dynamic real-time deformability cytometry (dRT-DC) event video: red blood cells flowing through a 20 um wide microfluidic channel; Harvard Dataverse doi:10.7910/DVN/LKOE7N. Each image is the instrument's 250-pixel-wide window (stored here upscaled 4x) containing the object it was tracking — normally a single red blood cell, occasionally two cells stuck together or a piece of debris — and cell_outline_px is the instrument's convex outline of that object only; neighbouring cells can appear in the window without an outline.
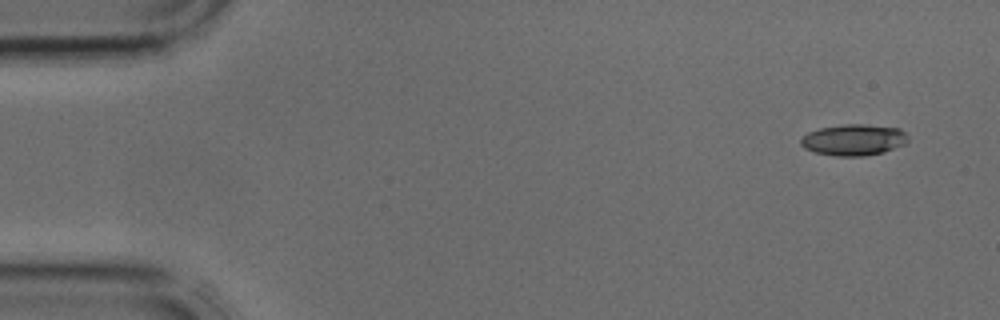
{"species": "common noctule bat (a hibernating species)", "species_latin": "Nyctalus noctula", "temperature_condition": "cold", "stored_images_in_passage": 4, "camera_frame_rate_fps": 3000, "um_per_image_px": 0.085, "animal": {"sex": "male", "body_mass_g": 17.9, "forearm_length_mm": 54.2}, "frame": {"image": 1, "passage_image": 1, "time_ms": 0.0, "image_size_px": [1000, 320], "cell_outline_px": [[908, 140], [904, 144], [884, 152], [864, 156], [836, 156], [816, 152], [804, 148], [800, 144], [800, 140], [808, 132], [820, 128], [844, 124], [864, 124], [900, 128], [908, 136]], "centroid_in_image_um": [72.57, 11.88], "position_along_channel_um": 12.4, "area_um2": 19.48}}
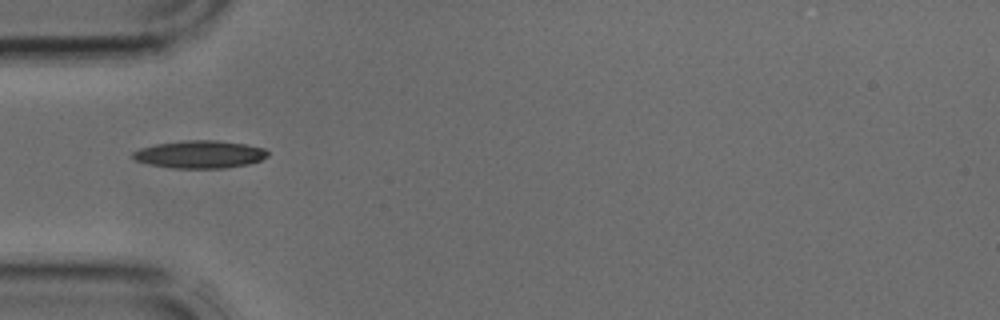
{"frame": {"image": 2, "passage_image": 4, "time_ms": 1.0, "image_size_px": [1000, 320], "cell_outline_px": [[268, 156], [260, 160], [248, 164], [224, 168], [172, 168], [148, 164], [136, 160], [132, 156], [132, 152], [140, 148], [156, 144], [184, 140], [216, 140], [244, 144], [264, 148], [268, 152]], "centroid_in_image_um": [16.97, 13.12], "position_along_channel_um": 68.0, "area_um2": 21.68}}